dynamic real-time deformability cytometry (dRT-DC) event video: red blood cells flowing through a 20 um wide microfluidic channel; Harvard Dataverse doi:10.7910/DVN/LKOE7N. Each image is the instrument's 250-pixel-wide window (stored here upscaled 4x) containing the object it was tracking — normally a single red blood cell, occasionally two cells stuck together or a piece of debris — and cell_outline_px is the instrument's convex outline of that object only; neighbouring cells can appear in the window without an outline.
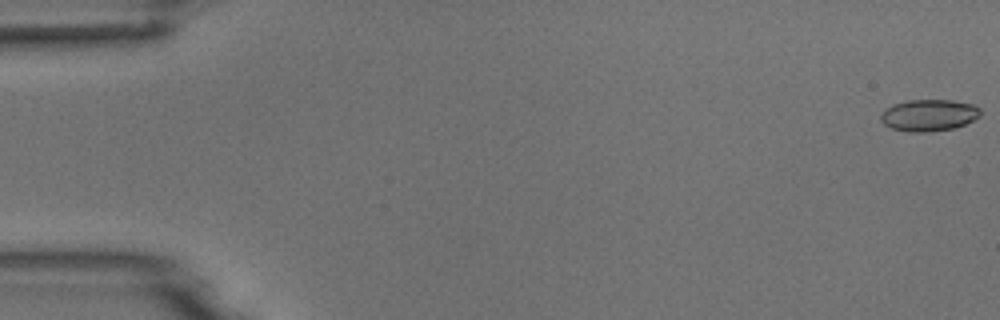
{"species": "common noctule bat (a hibernating species)", "species_latin": "Nyctalus noctula", "temperature_condition": "room temperature", "stored_images_in_passage": 11, "camera_frame_rate_fps": 3000, "um_per_image_px": 0.085, "animal": {"sex": "male", "body_mass_g": 18.8}, "frame": {"image": 1, "passage_image": 1, "time_ms": 0.0, "image_size_px": [1000, 320], "cell_outline_px": [[980, 116], [964, 124], [952, 128], [928, 132], [908, 132], [892, 128], [884, 124], [880, 120], [880, 112], [884, 108], [892, 104], [908, 100], [952, 100], [972, 104], [980, 108]], "centroid_in_image_um": [78.9, 9.78], "position_along_channel_um": 6.1, "area_um2": 18.5}}
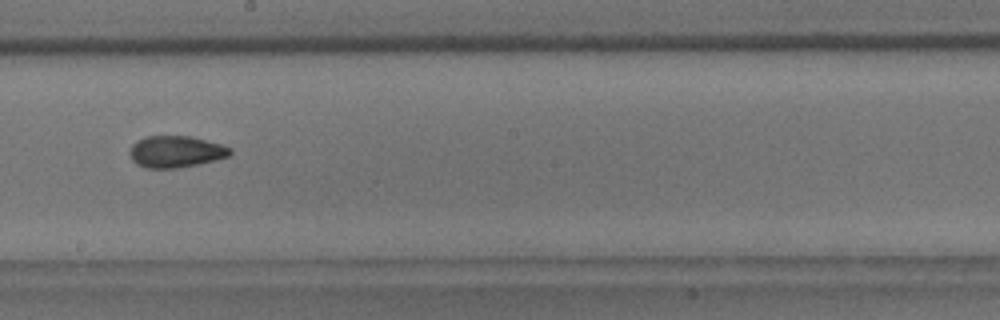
{"frame": {"image": 2, "passage_image": 9, "time_ms": 10.0, "image_size_px": [1000, 320], "cell_outline_px": [[232, 152], [228, 156], [216, 160], [200, 164], [176, 168], [144, 168], [136, 164], [132, 160], [128, 152], [132, 144], [136, 140], [144, 136], [192, 136], [220, 144], [232, 148]], "centroid_in_image_um": [14.91, 12.89], "position_along_channel_um": 233.3, "area_um2": 18.79}}
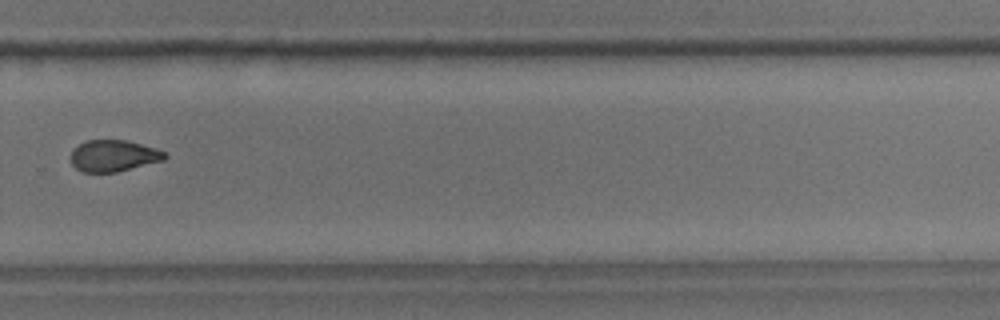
{"frame": {"image": 3, "passage_image": 11, "time_ms": 12.333, "image_size_px": [1000, 320], "cell_outline_px": [[168, 156], [164, 160], [116, 172], [84, 172], [76, 168], [72, 164], [72, 148], [88, 140], [128, 140], [156, 148], [168, 152]], "centroid_in_image_um": [9.69, 13.23], "position_along_channel_um": 320.1, "area_um2": 17.28}}